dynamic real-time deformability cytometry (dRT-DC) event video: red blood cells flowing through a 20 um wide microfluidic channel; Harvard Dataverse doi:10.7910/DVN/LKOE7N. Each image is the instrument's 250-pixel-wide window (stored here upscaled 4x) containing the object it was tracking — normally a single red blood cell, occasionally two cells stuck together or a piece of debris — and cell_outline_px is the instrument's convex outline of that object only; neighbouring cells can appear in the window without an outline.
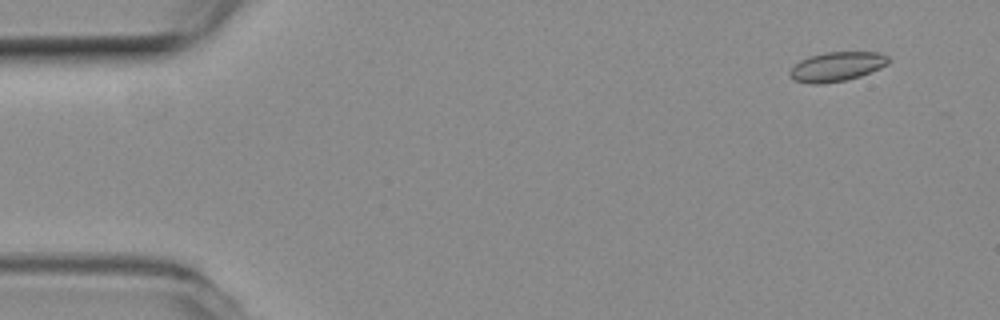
{"species": "common noctule bat (a hibernating species)", "species_latin": "Nyctalus noctula", "temperature_condition": "room temperature", "stored_images_in_passage": 5, "camera_frame_rate_fps": 3000, "um_per_image_px": 0.085, "animal": {"sex": "female", "body_mass_g": 19.3, "forearm_length_mm": 54.1}, "frame": {"image": 1, "passage_image": 1, "time_ms": 0.0, "image_size_px": [1000, 320], "cell_outline_px": [[888, 64], [880, 68], [860, 76], [844, 80], [820, 84], [808, 84], [792, 80], [788, 76], [788, 72], [800, 60], [808, 56], [824, 52], [880, 52], [888, 56]], "centroid_in_image_um": [71.08, 5.66], "position_along_channel_um": 13.9, "area_um2": 16.99}}
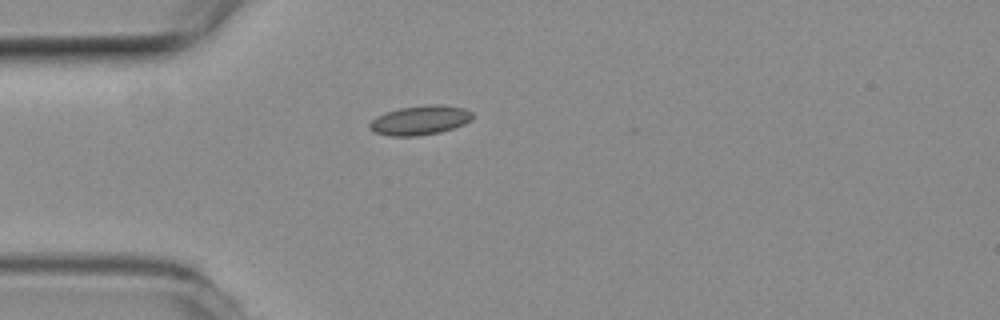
{"frame": {"image": 2, "passage_image": 4, "time_ms": 1.0, "image_size_px": [1000, 320], "cell_outline_px": [[472, 120], [464, 124], [440, 132], [416, 136], [388, 136], [376, 132], [368, 128], [368, 124], [376, 116], [400, 108], [428, 104], [436, 104], [464, 108], [472, 112]], "centroid_in_image_um": [35.69, 10.22], "position_along_channel_um": 49.3, "area_um2": 17.51}}